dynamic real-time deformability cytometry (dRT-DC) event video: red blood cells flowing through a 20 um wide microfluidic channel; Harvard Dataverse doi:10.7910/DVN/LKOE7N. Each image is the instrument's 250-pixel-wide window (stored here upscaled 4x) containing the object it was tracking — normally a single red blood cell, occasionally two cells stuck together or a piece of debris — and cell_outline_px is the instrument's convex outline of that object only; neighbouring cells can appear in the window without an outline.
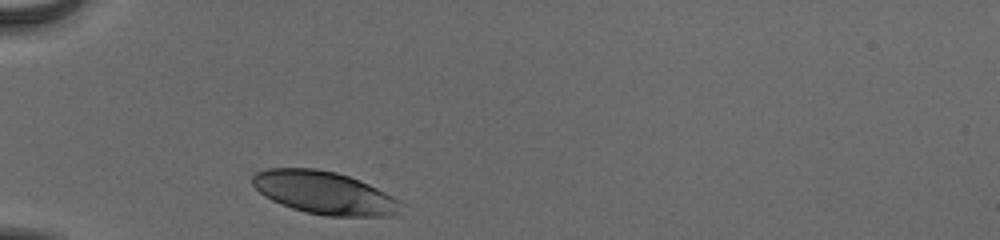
{"species": "human", "species_latin": "Homo sapiens", "temperature_condition": "cold", "stored_images_in_passage": 29, "camera_frame_rate_fps": 3000, "um_per_image_px": 0.085, "donor": {"sex": "male"}, "frame": {"image": 1, "passage_image": 1, "time_ms": 0.0, "image_size_px": [1000, 240], "cell_outline_px": [[400, 200], [392, 216], [324, 216], [304, 212], [292, 208], [272, 200], [264, 196], [252, 184], [252, 176], [256, 172], [268, 168], [316, 168], [336, 172], [360, 180]], "centroid_in_image_um": [27.49, 16.37], "position_along_channel_um": 57.5, "area_um2": 36.65}}
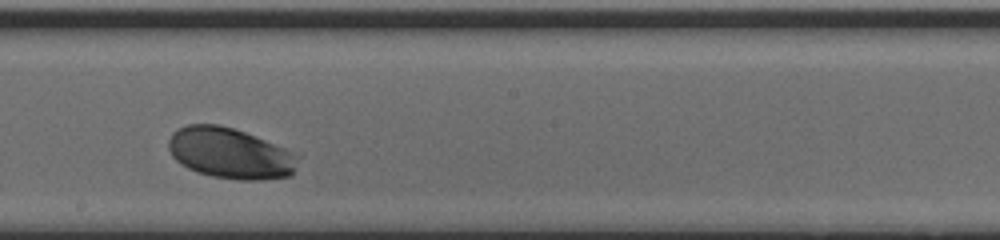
{"frame": {"image": 2, "passage_image": 16, "time_ms": 5.0, "image_size_px": [1000, 240], "cell_outline_px": [[300, 156], [292, 176], [264, 180], [240, 180], [212, 176], [196, 172], [180, 164], [172, 156], [168, 148], [168, 140], [172, 132], [176, 128], [188, 124], [220, 124], [244, 132], [284, 148]], "centroid_in_image_um": [19.53, 13.03], "position_along_channel_um": 228.7, "area_um2": 38.49}}
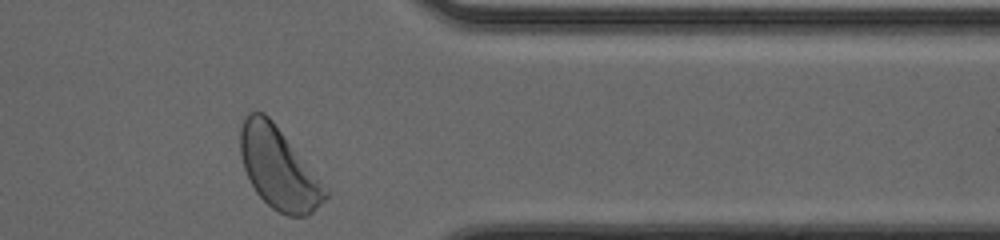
{"frame": {"image": 3, "passage_image": 29, "time_ms": 9.333, "image_size_px": [1000, 240], "cell_outline_px": [[328, 196], [308, 216], [288, 216], [272, 208], [256, 192], [244, 168], [240, 152], [240, 128], [244, 116], [248, 112], [264, 112], [272, 120], [328, 192]], "centroid_in_image_um": [23.62, 14.29], "position_along_channel_um": 387.8, "area_um2": 39.25}, "authors_computed_cell_mechanics": {"area_um2": 37.281, "velocity_mm_per_s": 3.8032, "shape_relaxation_time_tau1_ms": 2.092, "shape_relaxation_time_tau2_ms": null, "deformation_change_tau1": 0.1432, "deformation_change_tau2": null}}